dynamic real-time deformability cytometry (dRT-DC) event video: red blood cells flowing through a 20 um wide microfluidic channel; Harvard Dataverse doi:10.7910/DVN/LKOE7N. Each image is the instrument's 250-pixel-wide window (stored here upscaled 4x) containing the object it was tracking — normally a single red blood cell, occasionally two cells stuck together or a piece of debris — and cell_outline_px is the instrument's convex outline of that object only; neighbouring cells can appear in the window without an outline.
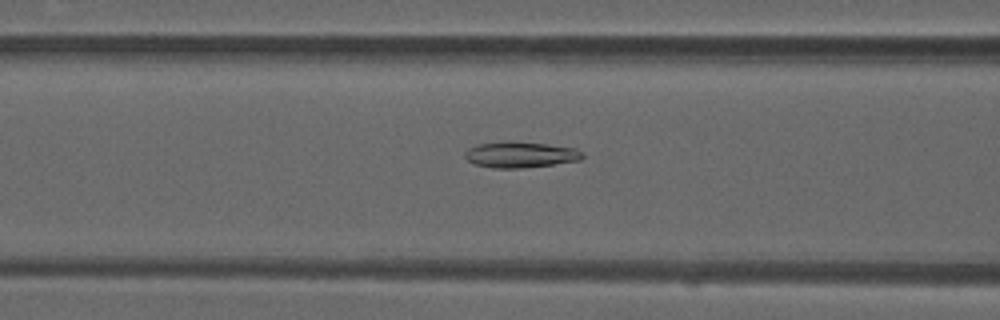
{"species": "common noctule bat (a hibernating species)", "species_latin": "Nyctalus noctula", "temperature_condition": "warm", "stored_images_in_passage": 40, "camera_frame_rate_fps": 3000, "um_per_image_px": 0.085, "animal": {"sex": "male", "forearm_length_mm": 52.5}, "frame": {"image": 1, "passage_image": 10, "time_ms": 3.0, "image_size_px": [1000, 320], "cell_outline_px": [[584, 156], [580, 160], [524, 168], [492, 168], [476, 164], [468, 160], [464, 156], [464, 152], [468, 148], [476, 144], [504, 140], [508, 140], [548, 144], [576, 148], [584, 152]], "centroid_in_image_um": [44.22, 13.12], "position_along_channel_um": 122.4, "area_um2": 18.09}}
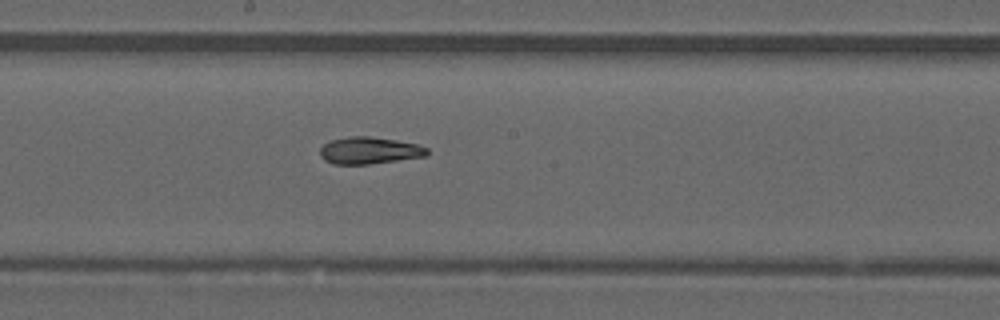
{"frame": {"image": 2, "passage_image": 17, "time_ms": 5.333, "image_size_px": [1000, 320], "cell_outline_px": [[428, 152], [424, 156], [368, 164], [332, 164], [324, 160], [320, 156], [320, 148], [324, 144], [332, 140], [348, 136], [368, 136], [396, 140], [420, 144], [428, 148]], "centroid_in_image_um": [31.37, 12.78], "position_along_channel_um": 216.8, "area_um2": 16.76}}
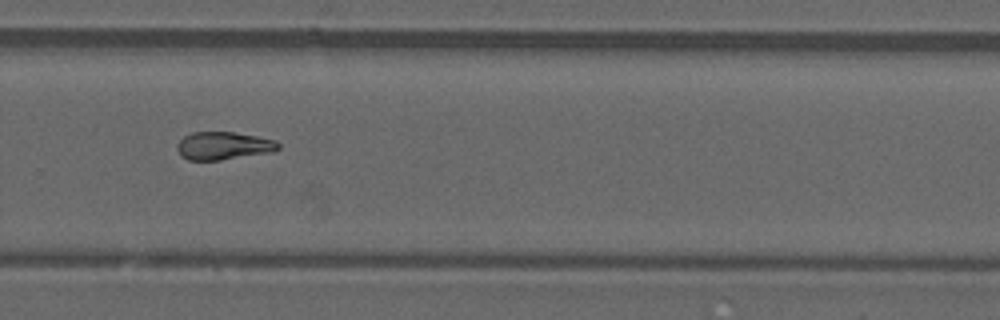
{"frame": {"image": 3, "passage_image": 24, "time_ms": 7.667, "image_size_px": [1000, 320], "cell_outline_px": [[280, 148], [276, 152], [220, 160], [188, 160], [180, 156], [176, 148], [176, 144], [184, 136], [192, 132], [232, 132], [256, 136], [276, 140], [280, 144]], "centroid_in_image_um": [19.01, 12.4], "position_along_channel_um": 310.8, "area_um2": 16.7}, "authors_computed_cell_mechanics": {"area_um2": 16.8776, "velocity_mm_per_s": 4.0593, "shape_relaxation_time_tau1_ms": null, "shape_relaxation_time_tau2_ms": 3.7208, "deformation_change_tau1": null, "deformation_change_tau2": 0.0995}}